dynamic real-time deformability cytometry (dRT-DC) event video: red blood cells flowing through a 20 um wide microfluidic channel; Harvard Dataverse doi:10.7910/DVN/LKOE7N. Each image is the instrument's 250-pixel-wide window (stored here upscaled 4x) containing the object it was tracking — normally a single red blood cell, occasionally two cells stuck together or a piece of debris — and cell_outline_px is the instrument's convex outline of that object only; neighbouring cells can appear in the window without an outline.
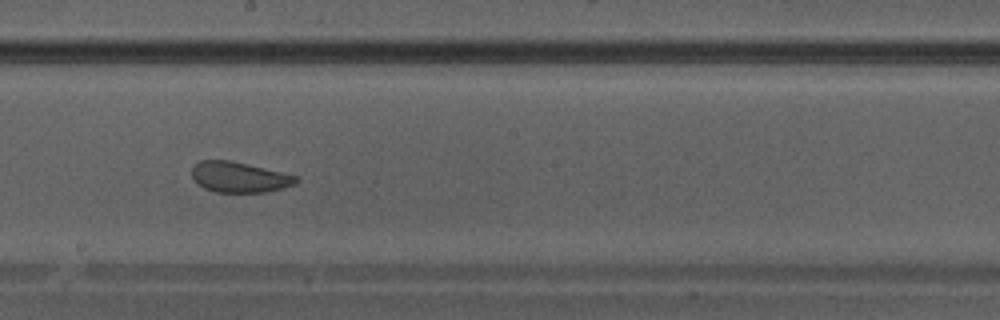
{"species": "Egyptian fruit bat (a non-hibernating species)", "species_latin": "Rousettus aegyptiacus", "temperature_condition": "warm", "stored_images_in_passage": 39, "camera_frame_rate_fps": 3000, "um_per_image_px": 0.085, "animal": {"sex": "male"}, "frame": {"image": 1, "passage_image": 23, "time_ms": 7.333, "image_size_px": [1000, 320], "cell_outline_px": [[300, 180], [296, 184], [264, 192], [216, 192], [204, 188], [192, 176], [192, 168], [200, 160], [228, 160], [248, 164], [300, 176]], "centroid_in_image_um": [20.39, 15.05], "position_along_channel_um": 227.8, "area_um2": 18.44}}